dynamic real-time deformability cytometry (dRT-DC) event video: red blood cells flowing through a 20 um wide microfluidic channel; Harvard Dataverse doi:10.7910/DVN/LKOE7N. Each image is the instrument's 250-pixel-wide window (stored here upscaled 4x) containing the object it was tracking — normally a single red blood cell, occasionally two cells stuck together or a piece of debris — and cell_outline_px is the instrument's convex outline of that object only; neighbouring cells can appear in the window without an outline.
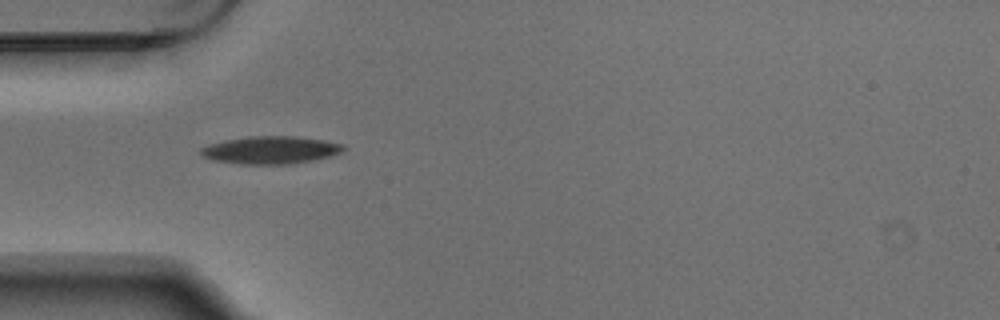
{"species": "Egyptian fruit bat (a non-hibernating species)", "species_latin": "Rousettus aegyptiacus", "temperature_condition": "warm", "stored_images_in_passage": 2, "camera_frame_rate_fps": 3000, "um_per_image_px": 0.085, "animal": {"sex": "male"}, "frame": {"image": 1, "passage_image": 1, "time_ms": 0.0, "image_size_px": [1000, 320], "cell_outline_px": [[344, 148], [340, 152], [332, 156], [296, 164], [240, 164], [212, 160], [204, 156], [200, 152], [200, 148], [208, 144], [224, 140], [248, 136], [292, 136], [324, 140], [344, 144]], "centroid_in_image_um": [23.0, 12.75], "position_along_channel_um": 62.0, "area_um2": 23.12}}
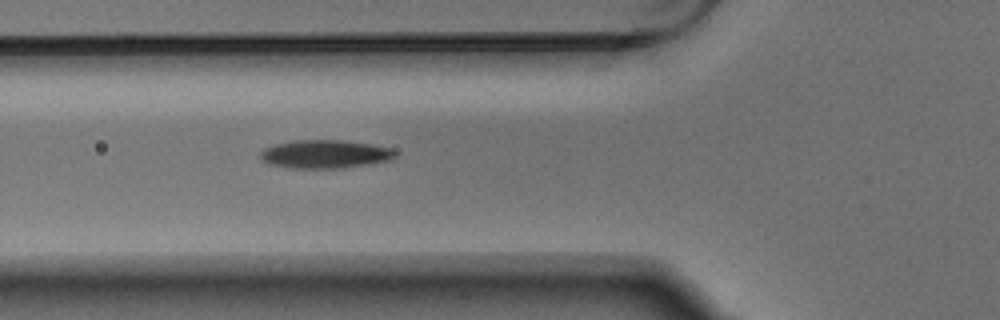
{"frame": {"image": 2, "passage_image": 2, "time_ms": 0.333, "image_size_px": [1000, 320], "cell_outline_px": [[396, 156], [392, 160], [368, 164], [340, 168], [288, 168], [268, 164], [260, 160], [260, 152], [264, 148], [276, 144], [296, 140], [340, 140], [372, 144], [392, 148], [396, 152]], "centroid_in_image_um": [27.62, 13.1], "position_along_channel_um": 98.2, "area_um2": 22.43}}